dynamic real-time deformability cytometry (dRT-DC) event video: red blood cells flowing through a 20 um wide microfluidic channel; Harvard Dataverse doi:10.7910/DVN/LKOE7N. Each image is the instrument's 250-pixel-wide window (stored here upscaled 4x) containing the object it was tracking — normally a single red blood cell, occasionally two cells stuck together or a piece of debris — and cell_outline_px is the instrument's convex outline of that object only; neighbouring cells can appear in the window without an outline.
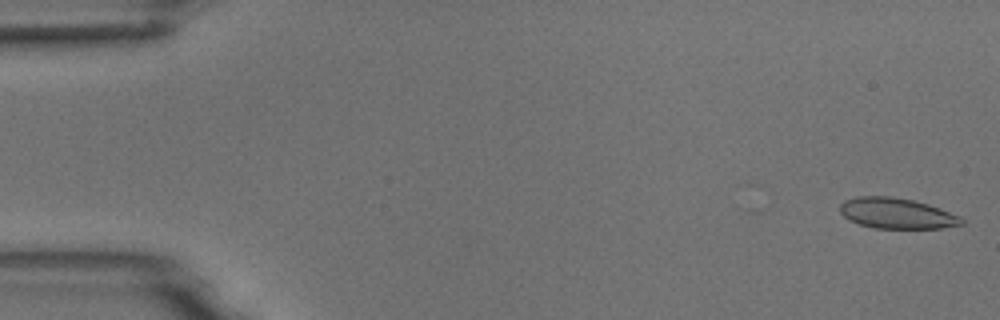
{"species": "common noctule bat (a hibernating species)", "species_latin": "Nyctalus noctula", "temperature_condition": "room temperature", "stored_images_in_passage": 15, "camera_frame_rate_fps": 3000, "um_per_image_px": 0.085, "animal": {"sex": "male", "body_mass_g": 18.8}, "frame": {"image": 1, "passage_image": 1, "time_ms": 0.0, "image_size_px": [1000, 320], "cell_outline_px": [[964, 224], [940, 228], [872, 228], [860, 224], [844, 216], [840, 212], [840, 204], [844, 200], [856, 196], [892, 196], [912, 200], [928, 204], [940, 208], [960, 216], [964, 220]], "centroid_in_image_um": [76.22, 18.12], "position_along_channel_um": 8.8, "area_um2": 21.68}}